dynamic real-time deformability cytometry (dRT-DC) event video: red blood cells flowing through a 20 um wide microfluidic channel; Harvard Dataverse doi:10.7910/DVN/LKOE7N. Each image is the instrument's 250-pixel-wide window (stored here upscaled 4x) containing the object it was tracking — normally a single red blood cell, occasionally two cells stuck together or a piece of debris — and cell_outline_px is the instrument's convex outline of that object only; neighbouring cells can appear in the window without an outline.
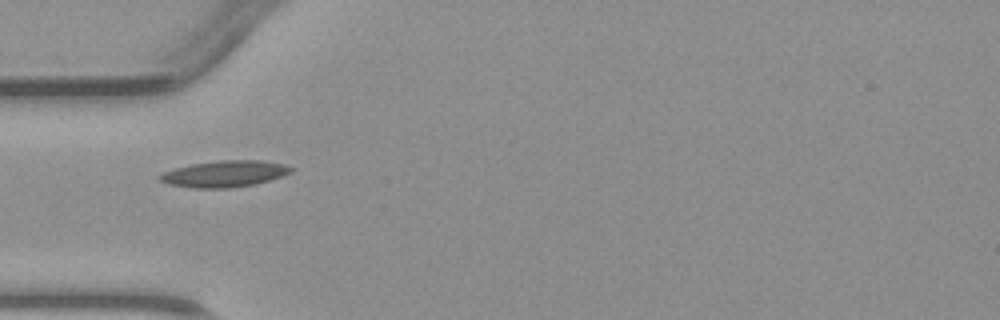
{"species": "common noctule bat (a hibernating species)", "species_latin": "Nyctalus noctula", "temperature_condition": "warm", "stored_images_in_passage": 1, "camera_frame_rate_fps": 3000, "um_per_image_px": 0.085, "animal": {"sex": "male", "body_mass_g": 23.1, "forearm_length_mm": 52.7}, "frame": {"image": 1, "passage_image": 1, "time_ms": 0.0, "image_size_px": [1000, 320], "cell_outline_px": [[292, 172], [256, 184], [228, 188], [192, 188], [168, 184], [160, 180], [156, 176], [164, 172], [176, 168], [192, 164], [220, 160], [260, 160], [284, 164], [292, 168]], "centroid_in_image_um": [19.06, 14.78], "position_along_channel_um": 65.9, "area_um2": 20.06}}